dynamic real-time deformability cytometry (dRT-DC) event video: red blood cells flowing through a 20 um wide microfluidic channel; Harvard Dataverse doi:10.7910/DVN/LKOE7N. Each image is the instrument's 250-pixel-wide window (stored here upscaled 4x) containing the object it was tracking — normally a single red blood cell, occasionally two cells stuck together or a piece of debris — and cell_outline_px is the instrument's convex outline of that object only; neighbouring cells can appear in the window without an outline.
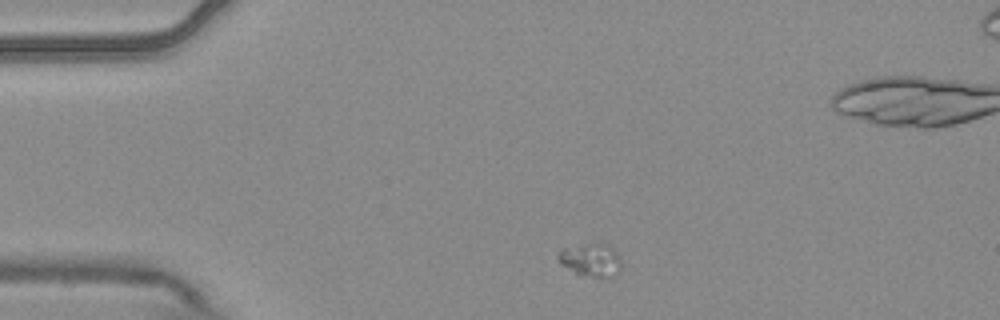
{"species": "common noctule bat (a hibernating species)", "species_latin": "Nyctalus noctula", "temperature_condition": "warm", "stored_images_in_passage": 4, "camera_frame_rate_fps": 3000, "um_per_image_px": 0.085, "animal": {"sex": "male", "body_mass_g": 20.4}, "frame": {"image": 1, "passage_image": 1, "time_ms": 0.0, "image_size_px": [1000, 320], "cell_outline_px": [[620, 272], [604, 276], [592, 276], [576, 272], [564, 264], [556, 256], [564, 248], [588, 244], [608, 244], [616, 252], [620, 260]], "centroid_in_image_um": [50.26, 22.06], "position_along_channel_um": 34.7, "area_um2": 11.33}}